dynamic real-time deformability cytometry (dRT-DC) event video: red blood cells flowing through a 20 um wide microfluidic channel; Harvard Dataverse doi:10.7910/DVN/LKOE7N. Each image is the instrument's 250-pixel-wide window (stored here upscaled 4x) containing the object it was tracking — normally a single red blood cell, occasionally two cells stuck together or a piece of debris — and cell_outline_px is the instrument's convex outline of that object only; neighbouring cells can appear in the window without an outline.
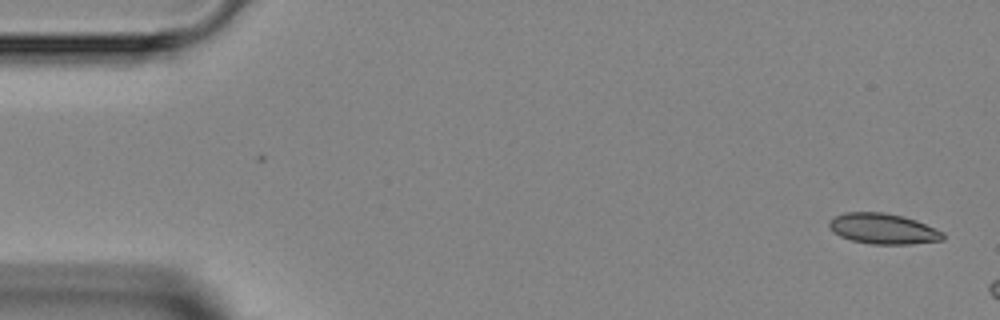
{"species": "Egyptian fruit bat (a non-hibernating species)", "species_latin": "Rousettus aegyptiacus", "temperature_condition": "room temperature", "stored_images_in_passage": 3, "camera_frame_rate_fps": 3000, "um_per_image_px": 0.085, "animal": {"sex": "female"}, "frame": {"image": 1, "passage_image": 1, "time_ms": 0.0, "image_size_px": [1000, 320], "cell_outline_px": [[944, 240], [912, 244], [872, 244], [852, 240], [840, 236], [832, 232], [828, 228], [828, 224], [836, 216], [844, 212], [884, 212], [904, 216], [916, 220], [944, 232]], "centroid_in_image_um": [75.07, 19.44], "position_along_channel_um": 9.9, "area_um2": 20.35}}